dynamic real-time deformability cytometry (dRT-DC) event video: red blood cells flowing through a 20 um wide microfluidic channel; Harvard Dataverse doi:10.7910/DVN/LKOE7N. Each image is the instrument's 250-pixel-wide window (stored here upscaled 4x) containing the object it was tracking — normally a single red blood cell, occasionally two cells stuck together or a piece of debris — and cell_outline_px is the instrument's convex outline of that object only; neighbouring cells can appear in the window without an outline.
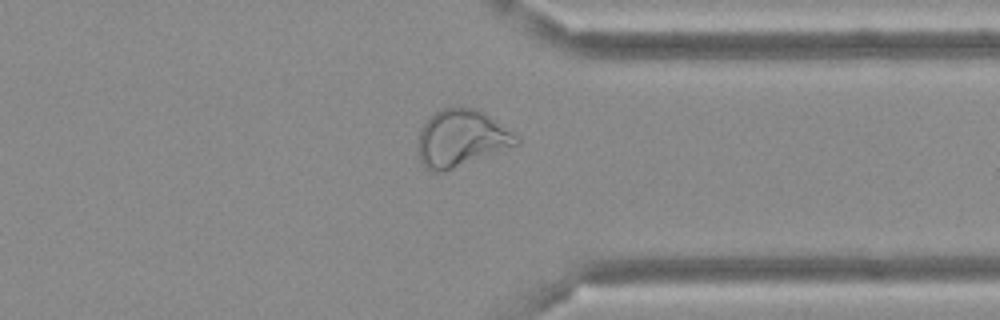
{"species": "Egyptian fruit bat (a non-hibernating species)", "species_latin": "Rousettus aegyptiacus", "temperature_condition": "cold", "stored_images_in_passage": 38, "camera_frame_rate_fps": 3000, "um_per_image_px": 0.085, "frame": {"image": 1, "passage_image": 27, "time_ms": 8.667, "image_size_px": [1000, 320], "cell_outline_px": [[520, 144], [444, 172], [432, 172], [424, 168], [420, 164], [420, 128], [440, 108], [476, 108], [484, 112], [516, 136], [520, 140]], "centroid_in_image_um": [39.2, 11.78], "position_along_channel_um": 372.2, "area_um2": 32.14}}
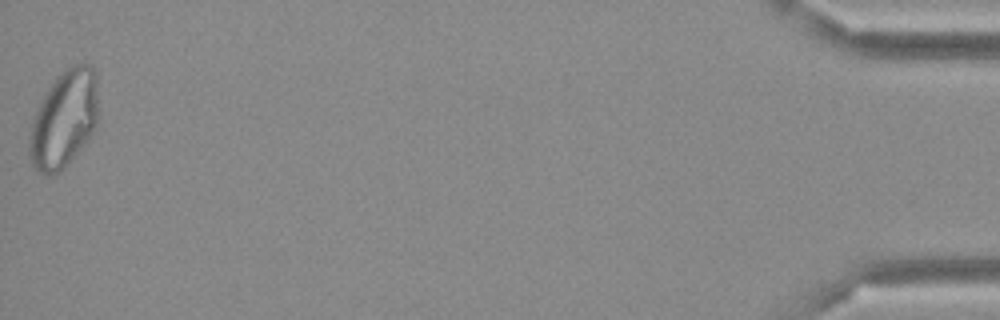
{"frame": {"image": 2, "passage_image": 38, "time_ms": 12.333, "image_size_px": [1000, 320], "cell_outline_px": [[96, 124], [88, 140], [52, 176], [48, 176], [36, 172], [28, 156], [28, 144], [32, 120], [48, 88], [56, 76], [60, 72], [72, 64], [92, 64], [96, 72]], "centroid_in_image_um": [5.4, 10.1], "position_along_channel_um": 429.8, "area_um2": 38.55}}